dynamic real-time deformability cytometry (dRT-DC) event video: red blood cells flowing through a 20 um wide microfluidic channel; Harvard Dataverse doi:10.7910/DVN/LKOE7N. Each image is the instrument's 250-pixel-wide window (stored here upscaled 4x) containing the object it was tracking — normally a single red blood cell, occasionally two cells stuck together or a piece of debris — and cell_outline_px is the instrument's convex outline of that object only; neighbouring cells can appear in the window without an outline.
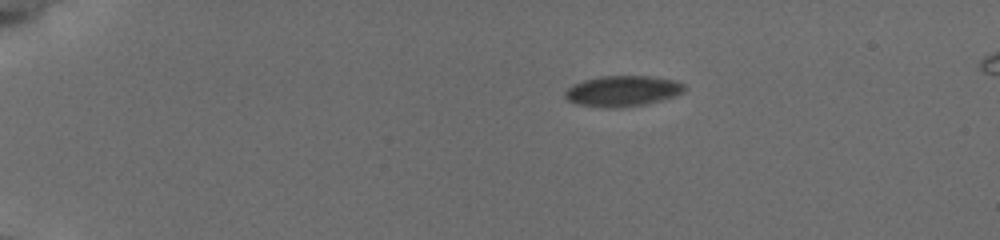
{"species": "common noctule bat (a hibernating species)", "species_latin": "Nyctalus noctula", "temperature_condition": "cold", "stored_images_in_passage": 10, "camera_frame_rate_fps": 3000, "um_per_image_px": 0.085, "animal": {"sex": "female", "body_mass_g": 19.5, "forearm_length_mm": 54.1}, "frame": {"image": 1, "passage_image": 1, "time_ms": 0.0, "image_size_px": [1000, 240], "cell_outline_px": [[684, 92], [660, 100], [644, 104], [576, 104], [568, 100], [564, 96], [564, 92], [572, 84], [584, 80], [600, 76], [652, 76], [676, 80], [684, 84]], "centroid_in_image_um": [52.94, 7.66], "position_along_channel_um": 32.1, "area_um2": 20.23}}
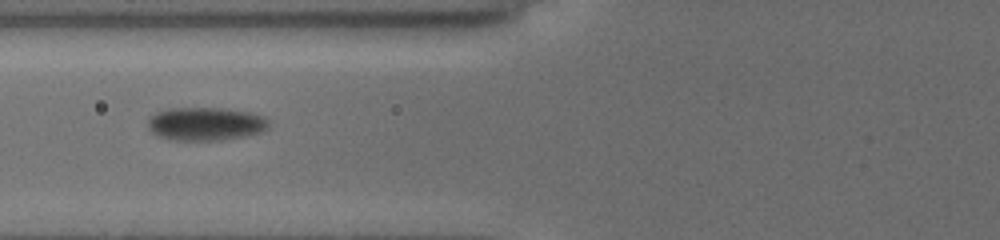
{"frame": {"image": 2, "passage_image": 6, "time_ms": 4.333, "image_size_px": [1000, 240], "cell_outline_px": [[268, 124], [260, 132], [220, 140], [176, 140], [160, 136], [152, 132], [148, 124], [148, 120], [156, 112], [168, 108], [220, 108], [248, 112], [264, 116], [268, 120]], "centroid_in_image_um": [17.44, 10.51], "position_along_channel_um": 108.4, "area_um2": 22.95}}
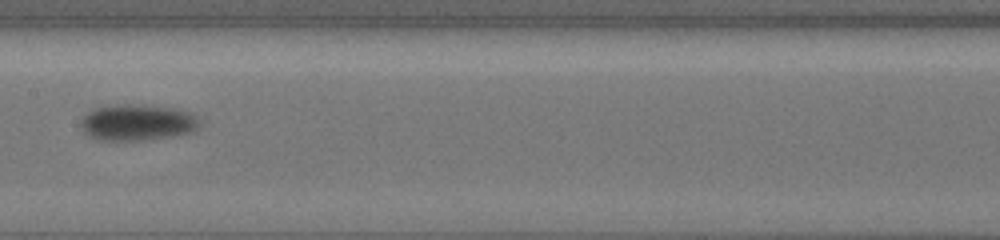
{"frame": {"image": 3, "passage_image": 9, "time_ms": 6.667, "image_size_px": [1000, 240], "cell_outline_px": [[200, 124], [192, 132], [168, 136], [140, 140], [100, 140], [84, 132], [80, 124], [84, 116], [96, 108], [124, 104], [128, 104], [168, 108], [188, 112]], "centroid_in_image_um": [11.62, 10.42], "position_along_channel_um": 195.8, "area_um2": 24.04}}